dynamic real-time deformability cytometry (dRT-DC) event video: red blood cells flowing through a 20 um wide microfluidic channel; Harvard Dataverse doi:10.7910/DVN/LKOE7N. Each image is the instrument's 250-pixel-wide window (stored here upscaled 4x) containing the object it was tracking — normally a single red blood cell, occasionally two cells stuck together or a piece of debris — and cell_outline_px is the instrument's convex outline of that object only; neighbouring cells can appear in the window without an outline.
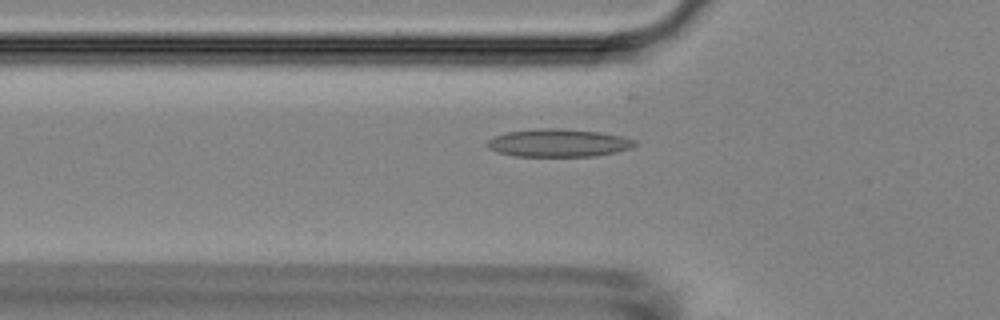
{"species": "Egyptian fruit bat (a non-hibernating species)", "species_latin": "Rousettus aegyptiacus", "temperature_condition": "room temperature", "stored_images_in_passage": 46, "camera_frame_rate_fps": 3000, "um_per_image_px": 0.085, "animal": {"sex": "female"}, "frame": {"image": 1, "passage_image": 18, "time_ms": 5.667, "image_size_px": [1000, 320], "cell_outline_px": [[636, 144], [632, 148], [616, 152], [596, 156], [516, 156], [496, 152], [488, 148], [484, 144], [492, 136], [508, 132], [544, 128], [560, 128], [600, 132], [624, 136], [636, 140]], "centroid_in_image_um": [47.47, 12.15], "position_along_channel_um": 78.3, "area_um2": 24.16}}
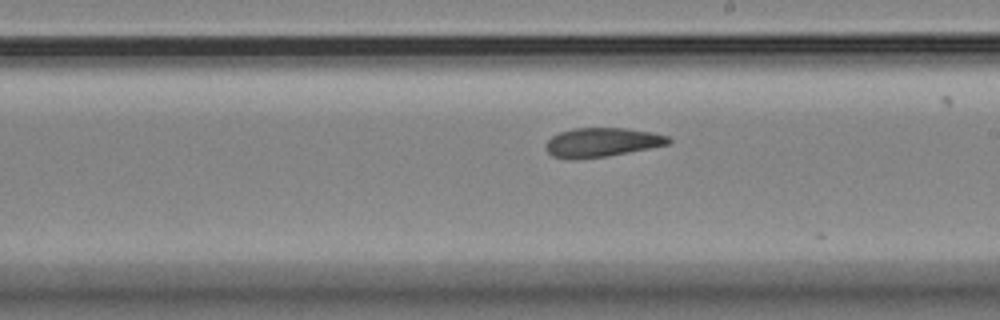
{"frame": {"image": 2, "passage_image": 31, "time_ms": 10.0, "image_size_px": [1000, 320], "cell_outline_px": [[672, 140], [668, 144], [608, 156], [576, 160], [568, 160], [552, 156], [544, 148], [544, 144], [552, 136], [560, 132], [572, 128], [628, 128], [652, 132], [668, 136]], "centroid_in_image_um": [51.1, 12.11], "position_along_channel_um": 237.9, "area_um2": 21.04}}
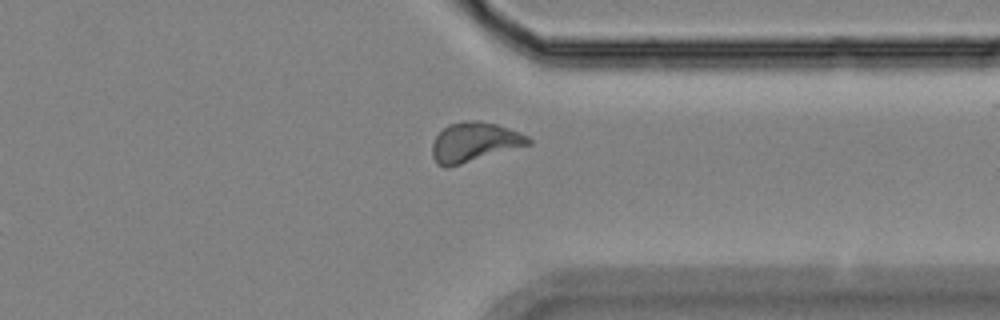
{"frame": {"image": 3, "passage_image": 42, "time_ms": 13.667, "image_size_px": [1000, 320], "cell_outline_px": [[532, 144], [448, 168], [444, 168], [436, 164], [432, 156], [432, 144], [436, 136], [448, 124], [464, 120], [480, 120], [496, 124], [508, 128], [528, 136], [532, 140]], "centroid_in_image_um": [40.3, 12.09], "position_along_channel_um": 371.1, "area_um2": 22.37}, "authors_computed_cell_mechanics": {"area_um2": 21.9062, "velocity_mm_per_s": 3.665, "shape_relaxation_time_tau1_ms": null, "shape_relaxation_time_tau2_ms": 4.0708, "deformation_change_tau1": null, "deformation_change_tau2": 0.105}}